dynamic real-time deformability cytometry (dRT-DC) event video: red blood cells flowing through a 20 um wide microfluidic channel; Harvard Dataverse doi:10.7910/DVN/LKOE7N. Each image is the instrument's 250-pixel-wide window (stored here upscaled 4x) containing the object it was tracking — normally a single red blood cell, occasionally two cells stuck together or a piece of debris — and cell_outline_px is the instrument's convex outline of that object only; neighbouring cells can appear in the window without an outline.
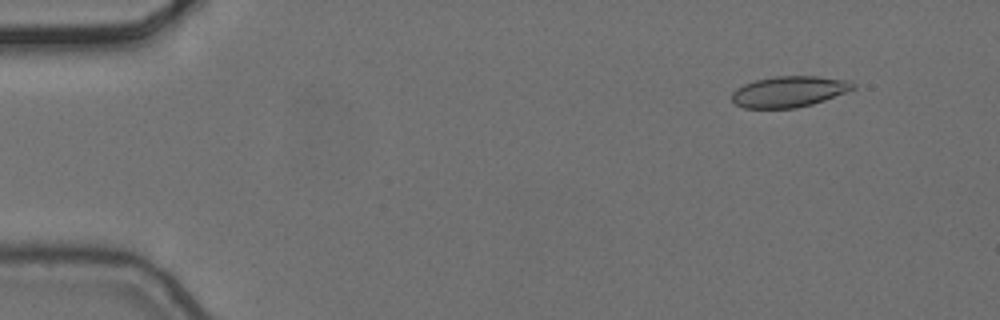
{"species": "common noctule bat (a hibernating species)", "species_latin": "Nyctalus noctula", "temperature_condition": "cold", "stored_images_in_passage": 5, "camera_frame_rate_fps": 3000, "um_per_image_px": 0.085, "animal": {"sex": "female", "body_mass_g": 24.6, "forearm_length_mm": 56.2}, "frame": {"image": 1, "passage_image": 2, "time_ms": 0.333, "image_size_px": [1000, 320], "cell_outline_px": [[856, 88], [824, 100], [812, 104], [796, 108], [744, 108], [736, 104], [732, 100], [732, 92], [736, 88], [744, 84], [756, 80], [776, 76], [816, 76], [852, 80], [856, 84]], "centroid_in_image_um": [67.1, 7.78], "position_along_channel_um": 17.9, "area_um2": 21.91}}
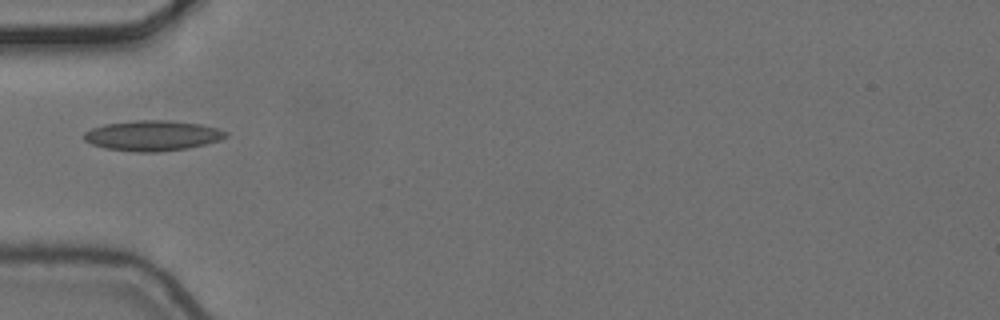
{"frame": {"image": 2, "passage_image": 5, "time_ms": 1.333, "image_size_px": [1000, 320], "cell_outline_px": [[228, 136], [220, 140], [188, 148], [156, 152], [136, 152], [104, 148], [92, 144], [84, 140], [84, 132], [92, 128], [104, 124], [136, 120], [172, 120], [200, 124], [216, 128], [228, 132]], "centroid_in_image_um": [12.96, 11.52], "position_along_channel_um": 72.0, "area_um2": 25.09}}